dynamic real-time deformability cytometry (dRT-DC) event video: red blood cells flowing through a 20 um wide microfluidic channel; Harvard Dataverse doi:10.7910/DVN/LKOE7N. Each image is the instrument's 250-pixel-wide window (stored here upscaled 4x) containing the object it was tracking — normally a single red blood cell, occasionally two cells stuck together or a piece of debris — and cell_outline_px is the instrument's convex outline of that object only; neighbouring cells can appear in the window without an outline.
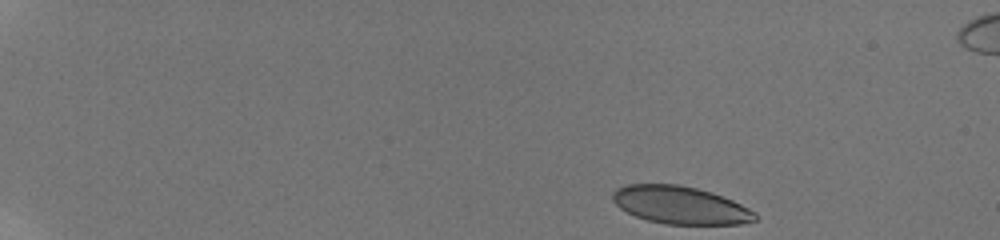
{"species": "human", "species_latin": "Homo sapiens", "temperature_condition": "room temperature", "stored_images_in_passage": 22, "camera_frame_rate_fps": 3000, "um_per_image_px": 0.085, "donor": {"sex": "male"}, "frame": {"image": 1, "passage_image": 1, "time_ms": 0.0, "image_size_px": [1000, 240], "cell_outline_px": [[756, 220], [740, 224], [664, 224], [648, 220], [636, 216], [620, 208], [612, 200], [612, 192], [616, 188], [624, 184], [676, 184], [696, 188], [712, 192], [732, 200], [756, 212]], "centroid_in_image_um": [57.8, 17.43], "position_along_channel_um": 27.2, "area_um2": 31.27}}
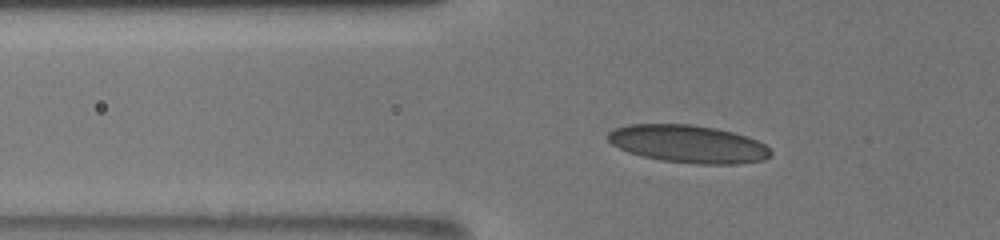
{"frame": {"image": 2, "passage_image": 17, "time_ms": 4.333, "image_size_px": [1000, 240], "cell_outline_px": [[772, 156], [764, 160], [736, 164], [696, 164], [664, 160], [644, 156], [628, 152], [612, 144], [608, 140], [608, 132], [616, 128], [628, 124], [688, 124], [716, 128], [732, 132], [756, 140], [764, 144], [772, 152]], "centroid_in_image_um": [58.51, 12.23], "position_along_channel_um": 67.3, "area_um2": 35.55}}